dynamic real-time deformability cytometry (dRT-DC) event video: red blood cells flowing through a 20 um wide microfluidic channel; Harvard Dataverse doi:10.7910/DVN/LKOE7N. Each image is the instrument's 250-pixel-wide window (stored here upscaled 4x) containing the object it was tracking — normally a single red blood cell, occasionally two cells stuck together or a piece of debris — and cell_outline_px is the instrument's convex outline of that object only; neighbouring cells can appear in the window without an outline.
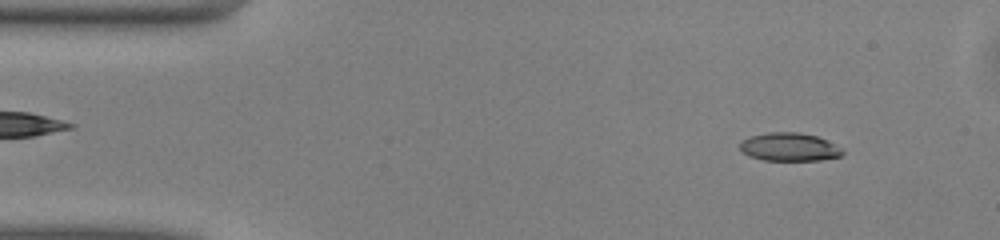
{"species": "common noctule bat (a hibernating species)", "species_latin": "Nyctalus noctula", "temperature_condition": "warm", "stored_images_in_passage": 48, "camera_frame_rate_fps": 3000, "um_per_image_px": 0.085, "animal": {"sex": "male", "body_mass_g": 13.0, "forearm_length_mm": 53.1}, "frame": {"image": 1, "passage_image": 4, "time_ms": 1.0, "image_size_px": [1000, 240], "cell_outline_px": [[844, 152], [840, 156], [820, 160], [764, 160], [748, 156], [740, 152], [740, 144], [744, 140], [752, 136], [768, 132], [800, 132], [816, 136], [844, 148]], "centroid_in_image_um": [67.1, 12.5], "position_along_channel_um": 17.9, "area_um2": 16.88}}
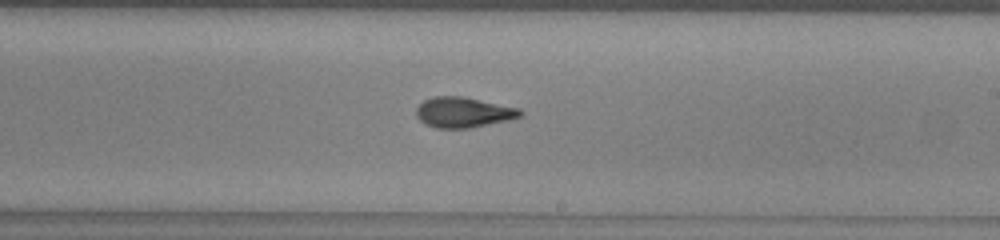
{"frame": {"image": 2, "passage_image": 27, "time_ms": 8.667, "image_size_px": [1000, 240], "cell_outline_px": [[524, 112], [520, 116], [508, 120], [472, 128], [436, 128], [424, 124], [416, 116], [416, 108], [424, 100], [432, 96], [464, 96], [520, 108]], "centroid_in_image_um": [39.38, 9.54], "position_along_channel_um": 249.6, "area_um2": 18.61}}
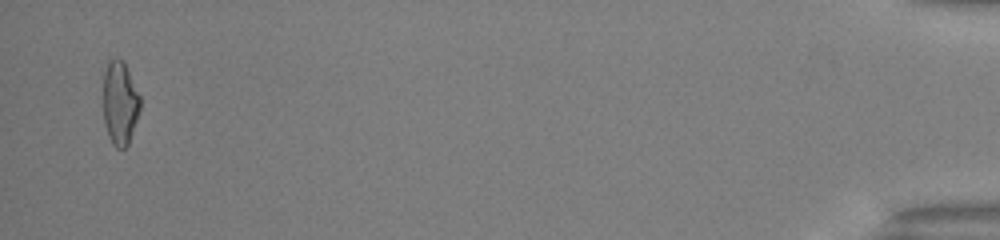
{"frame": {"image": 3, "passage_image": 47, "time_ms": 15.333, "image_size_px": [1000, 240], "cell_outline_px": [[140, 108], [128, 144], [124, 148], [116, 148], [112, 144], [108, 136], [104, 124], [104, 72], [108, 56], [116, 56], [124, 60], [140, 96]], "centroid_in_image_um": [10.18, 8.68], "position_along_channel_um": 425.0, "area_um2": 18.26}, "authors_computed_cell_mechanics": {"area_um2": 18.1492, "velocity_mm_per_s": 4.1018, "shape_relaxation_time_tau1_ms": 5.7296, "shape_relaxation_time_tau2_ms": 2.4811, "deformation_change_tau1": 0.1742, "deformation_change_tau2": 0.1028}}